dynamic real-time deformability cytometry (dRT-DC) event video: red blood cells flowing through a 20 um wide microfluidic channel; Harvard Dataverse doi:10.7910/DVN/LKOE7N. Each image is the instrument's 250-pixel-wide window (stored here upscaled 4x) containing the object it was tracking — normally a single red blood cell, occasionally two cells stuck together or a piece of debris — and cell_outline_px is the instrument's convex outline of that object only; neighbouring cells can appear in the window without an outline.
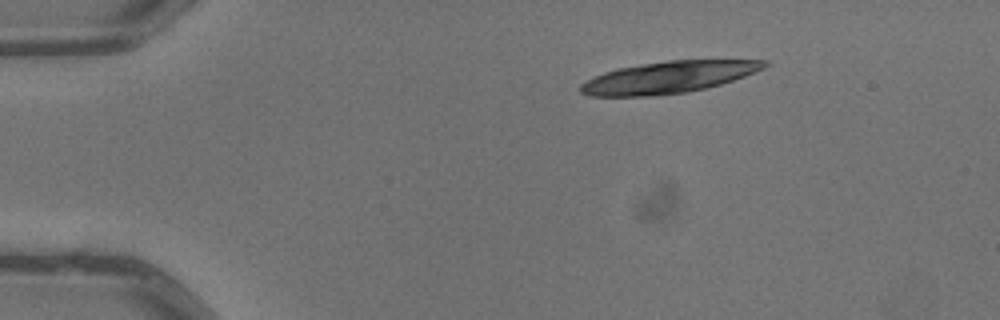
{"species": "common noctule bat (a hibernating species)", "species_latin": "Nyctalus noctula", "temperature_condition": "warm", "stored_images_in_passage": 3, "camera_frame_rate_fps": 3000, "um_per_image_px": 0.085, "animal": {"sex": "male", "body_mass_g": 13.3}, "frame": {"image": 1, "passage_image": 1, "time_ms": 0.0, "image_size_px": [1000, 320], "cell_outline_px": [[772, 64], [756, 72], [720, 84], [688, 92], [652, 96], [588, 96], [580, 92], [580, 84], [604, 72], [620, 68], [668, 60], [768, 60]], "centroid_in_image_um": [56.85, 6.57], "position_along_channel_um": 28.1, "area_um2": 33.81}}